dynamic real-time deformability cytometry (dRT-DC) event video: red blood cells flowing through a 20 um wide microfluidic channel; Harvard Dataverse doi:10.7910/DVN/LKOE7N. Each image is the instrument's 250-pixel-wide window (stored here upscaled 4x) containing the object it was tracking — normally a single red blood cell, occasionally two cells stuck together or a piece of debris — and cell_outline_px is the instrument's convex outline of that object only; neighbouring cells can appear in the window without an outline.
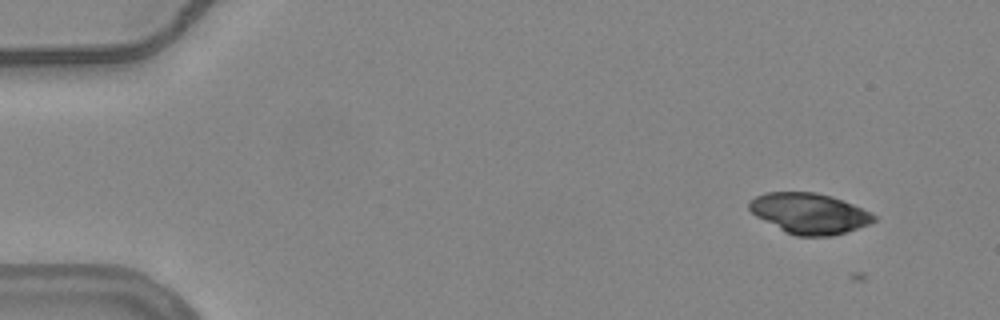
{"species": "common noctule bat (a hibernating species)", "species_latin": "Nyctalus noctula", "temperature_condition": "warm", "stored_images_in_passage": 2, "camera_frame_rate_fps": 3000, "um_per_image_px": 0.085, "animal": {"sex": "female", "body_mass_g": 24.6, "forearm_length_mm": 56.2}, "frame": {"image": 1, "passage_image": 1, "time_ms": 0.0, "image_size_px": [1000, 320], "cell_outline_px": [[876, 220], [868, 224], [832, 236], [796, 236], [784, 232], [756, 216], [748, 208], [748, 200], [764, 192], [816, 192], [832, 196], [852, 204], [876, 216]], "centroid_in_image_um": [68.73, 18.13], "position_along_channel_um": 16.3, "area_um2": 29.36}}